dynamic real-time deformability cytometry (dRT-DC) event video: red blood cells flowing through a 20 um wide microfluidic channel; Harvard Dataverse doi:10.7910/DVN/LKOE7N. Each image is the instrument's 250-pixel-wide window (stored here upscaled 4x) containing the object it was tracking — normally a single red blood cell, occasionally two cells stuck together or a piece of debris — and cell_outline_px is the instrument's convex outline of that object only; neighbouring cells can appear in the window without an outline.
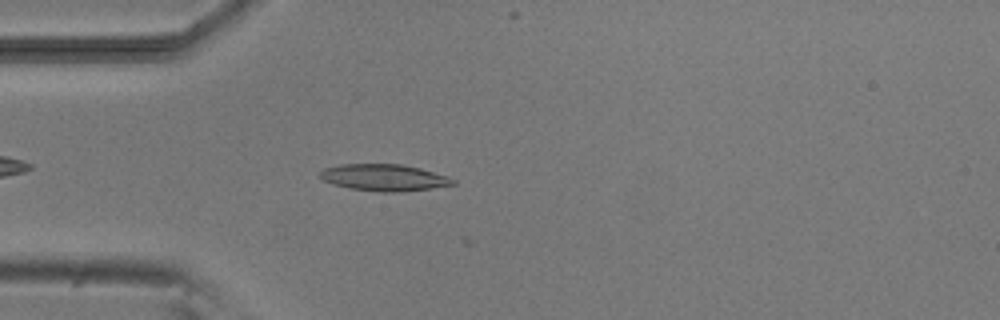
{"species": "common noctule bat (a hibernating species)", "species_latin": "Nyctalus noctula", "temperature_condition": "room temperature", "stored_images_in_passage": 2, "camera_frame_rate_fps": 3000, "um_per_image_px": 0.085, "animal": {"sex": "male", "body_mass_g": 20.5, "forearm_length_mm": 52.5}, "frame": {"image": 1, "passage_image": 2, "time_ms": 1.333, "image_size_px": [1000, 320], "cell_outline_px": [[456, 184], [432, 188], [396, 192], [380, 192], [348, 188], [332, 184], [324, 180], [320, 176], [320, 172], [324, 168], [340, 164], [400, 164], [420, 168], [448, 176], [456, 180]], "centroid_in_image_um": [32.65, 15.09], "position_along_channel_um": 52.3, "area_um2": 20.69}}